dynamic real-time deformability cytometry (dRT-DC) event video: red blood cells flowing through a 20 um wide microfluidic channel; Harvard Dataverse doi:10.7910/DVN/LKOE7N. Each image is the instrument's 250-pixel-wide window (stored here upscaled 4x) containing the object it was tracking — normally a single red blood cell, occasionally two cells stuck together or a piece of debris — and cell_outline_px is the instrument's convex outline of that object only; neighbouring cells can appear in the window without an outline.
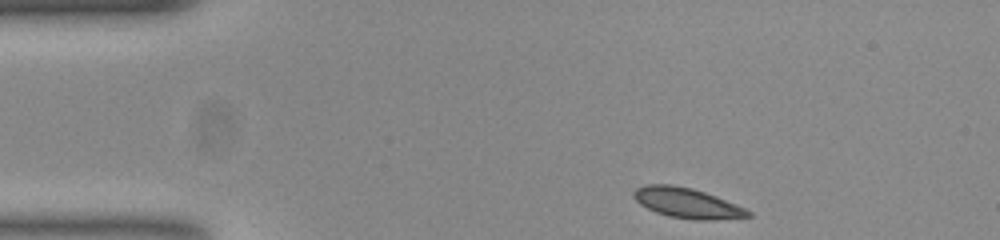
{"species": "common noctule bat (a hibernating species)", "species_latin": "Nyctalus noctula", "temperature_condition": "room temperature", "stored_images_in_passage": 46, "camera_frame_rate_fps": 3000, "um_per_image_px": 0.085, "animal": {"sex": "female", "body_mass_g": 23.0, "forearm_length_mm": 53.4}, "frame": {"image": 1, "passage_image": 1, "time_ms": 0.0, "image_size_px": [1000, 240], "cell_outline_px": [[752, 216], [672, 216], [648, 208], [636, 200], [636, 188], [648, 184], [668, 184], [692, 188], [704, 192], [744, 208], [752, 212]], "centroid_in_image_um": [58.31, 17.16], "position_along_channel_um": 26.7, "area_um2": 17.92}}
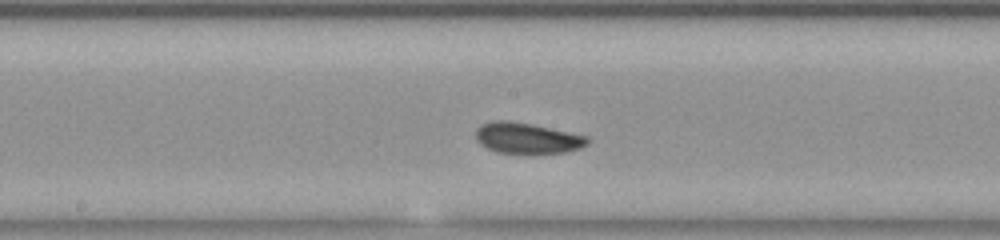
{"frame": {"image": 2, "passage_image": 20, "time_ms": 6.333, "image_size_px": [1000, 240], "cell_outline_px": [[588, 140], [580, 148], [564, 152], [500, 152], [488, 148], [480, 144], [476, 140], [476, 128], [480, 124], [492, 120], [508, 120], [532, 124], [588, 136]], "centroid_in_image_um": [44.74, 11.7], "position_along_channel_um": 203.5, "area_um2": 19.65}}
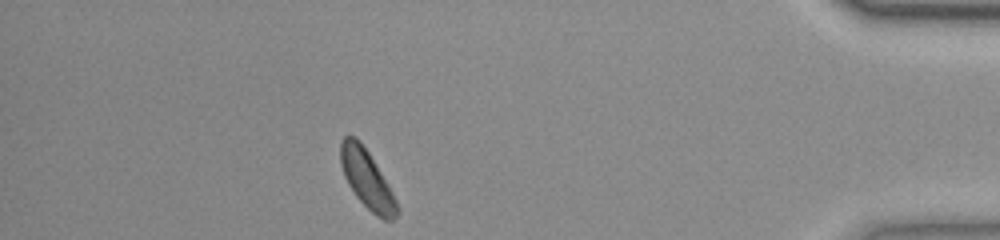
{"frame": {"image": 3, "passage_image": 40, "time_ms": 13.0, "image_size_px": [1000, 240], "cell_outline_px": [[400, 212], [392, 220], [384, 220], [376, 216], [356, 196], [348, 184], [344, 176], [340, 164], [340, 140], [344, 136], [356, 136], [360, 140], [368, 152], [396, 200], [400, 208]], "centroid_in_image_um": [31.16, 15.23], "position_along_channel_um": 404.0, "area_um2": 18.96}, "authors_computed_cell_mechanics": {"area_um2": 19.3052, "velocity_mm_per_s": 3.7661, "shape_relaxation_time_tau1_ms": null, "shape_relaxation_time_tau2_ms": 5.1384, "deformation_change_tau1": null, "deformation_change_tau2": 0.066}}